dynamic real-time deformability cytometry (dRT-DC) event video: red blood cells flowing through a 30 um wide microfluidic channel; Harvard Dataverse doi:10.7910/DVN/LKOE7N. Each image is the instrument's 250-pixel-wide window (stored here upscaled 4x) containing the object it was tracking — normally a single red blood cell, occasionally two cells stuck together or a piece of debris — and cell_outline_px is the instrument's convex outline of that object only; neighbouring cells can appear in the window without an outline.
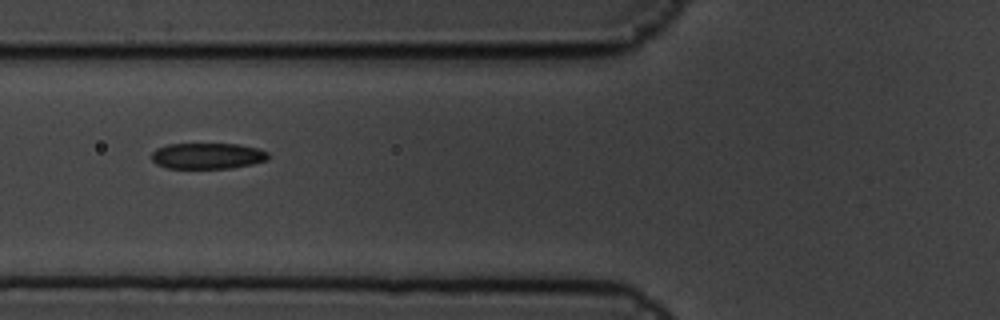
{"species": "common noctule bat (a hibernating species)", "species_latin": "Nyctalus noctula", "temperature_condition": "cold", "stored_images_in_passage": 7, "camera_frame_rate_fps": 3000, "um_per_image_px": 0.085, "animal": {"sex": "male", "body_mass_g": 19.5, "forearm_length_mm": 54.6}, "frame": {"image": 1, "passage_image": 2, "time_ms": 0.333, "image_size_px": [1000, 320], "cell_outline_px": [[268, 160], [252, 164], [232, 168], [168, 168], [156, 164], [152, 160], [152, 152], [156, 148], [168, 144], [236, 144], [260, 148], [268, 152]], "centroid_in_image_um": [17.65, 13.25], "position_along_channel_um": 108.2, "area_um2": 17.74}}
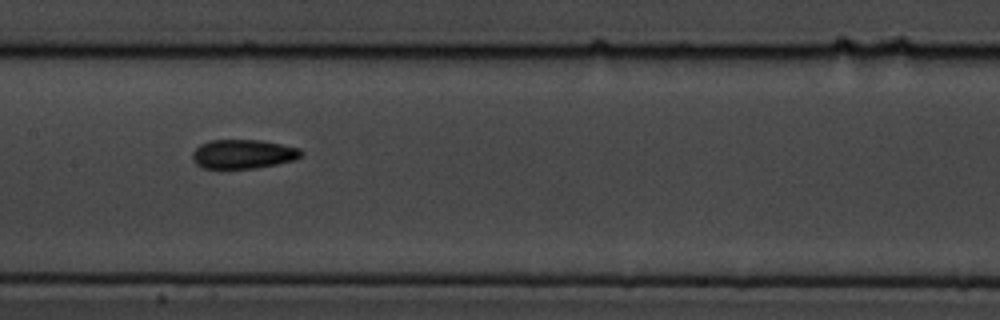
{"frame": {"image": 2, "passage_image": 4, "time_ms": 1.0, "image_size_px": [1000, 320], "cell_outline_px": [[304, 156], [292, 160], [276, 164], [256, 168], [204, 168], [196, 164], [192, 160], [192, 152], [200, 144], [212, 140], [264, 140], [300, 148], [304, 152]], "centroid_in_image_um": [20.69, 13.08], "position_along_channel_um": 186.7, "area_um2": 18.55}}
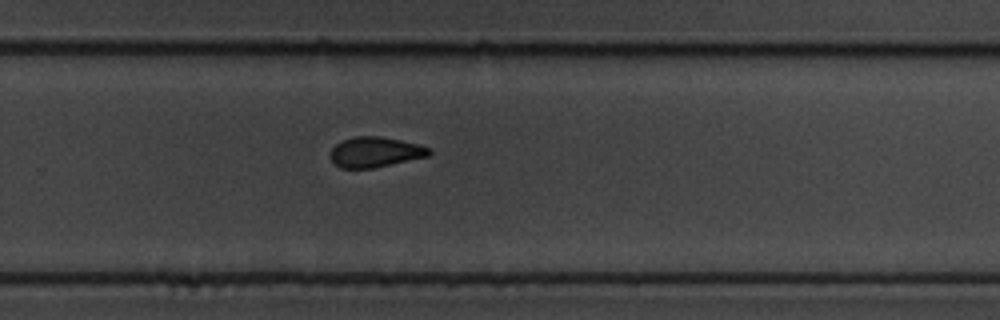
{"frame": {"image": 3, "passage_image": 7, "time_ms": 2.0, "image_size_px": [1000, 320], "cell_outline_px": [[432, 152], [428, 156], [372, 168], [340, 168], [332, 160], [332, 148], [336, 144], [352, 136], [380, 136], [420, 144], [432, 148]], "centroid_in_image_um": [31.93, 12.91], "position_along_channel_um": 297.9, "area_um2": 17.28}}